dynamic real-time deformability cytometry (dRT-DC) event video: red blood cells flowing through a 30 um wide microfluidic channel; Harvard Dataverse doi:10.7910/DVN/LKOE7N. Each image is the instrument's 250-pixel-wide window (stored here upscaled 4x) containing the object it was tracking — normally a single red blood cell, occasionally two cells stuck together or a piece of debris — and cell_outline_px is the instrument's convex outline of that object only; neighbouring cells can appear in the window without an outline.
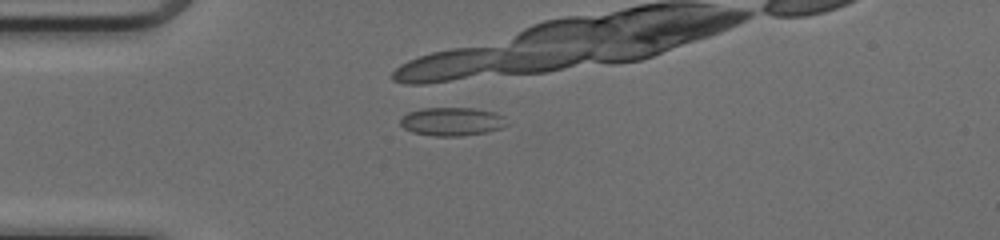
{"species": "common noctule bat (a hibernating species)", "species_latin": "Nyctalus noctula", "temperature_condition": "cold", "stored_images_in_passage": 13, "camera_frame_rate_fps": 3000, "um_per_image_px": 0.085, "animal": {"sex": "female", "body_mass_g": 17.0, "forearm_length_mm": 48.0}, "frame": {"image": 1, "passage_image": 13, "time_ms": 4.0, "image_size_px": [1000, 240], "cell_outline_px": [[508, 124], [504, 128], [488, 132], [460, 136], [436, 136], [412, 132], [404, 128], [400, 124], [400, 120], [408, 112], [424, 108], [472, 108], [496, 112], [504, 116]], "centroid_in_image_um": [38.47, 10.33], "position_along_channel_um": 46.5, "area_um2": 17.74}}